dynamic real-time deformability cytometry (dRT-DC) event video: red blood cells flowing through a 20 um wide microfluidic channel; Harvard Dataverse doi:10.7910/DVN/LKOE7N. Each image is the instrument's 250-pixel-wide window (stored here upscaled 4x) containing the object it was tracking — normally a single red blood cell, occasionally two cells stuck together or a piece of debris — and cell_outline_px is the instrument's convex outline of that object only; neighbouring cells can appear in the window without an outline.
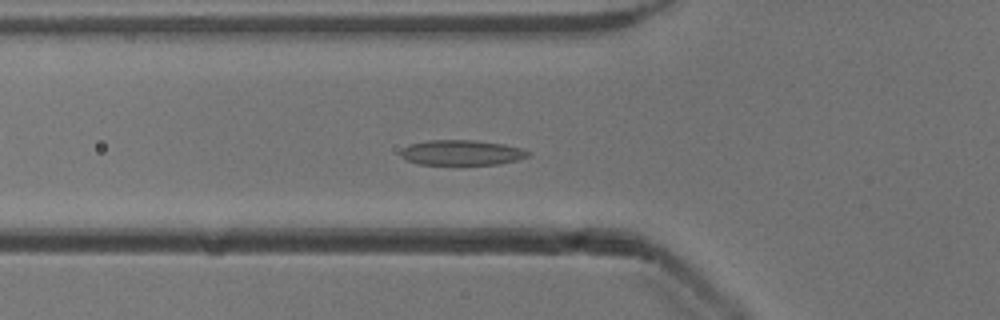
{"species": "common noctule bat (a hibernating species)", "species_latin": "Nyctalus noctula", "temperature_condition": "cold", "stored_images_in_passage": 42, "camera_frame_rate_fps": 3000, "um_per_image_px": 0.085, "animal": {"sex": "male", "body_mass_g": 13.3}, "frame": {"image": 1, "passage_image": 8, "time_ms": 2.333, "image_size_px": [1000, 320], "cell_outline_px": [[532, 152], [528, 156], [516, 160], [500, 164], [420, 164], [404, 160], [400, 156], [400, 152], [404, 148], [412, 144], [428, 140], [476, 140], [504, 144], [520, 148]], "centroid_in_image_um": [39.24, 12.97], "position_along_channel_um": 86.6, "area_um2": 18.61}}
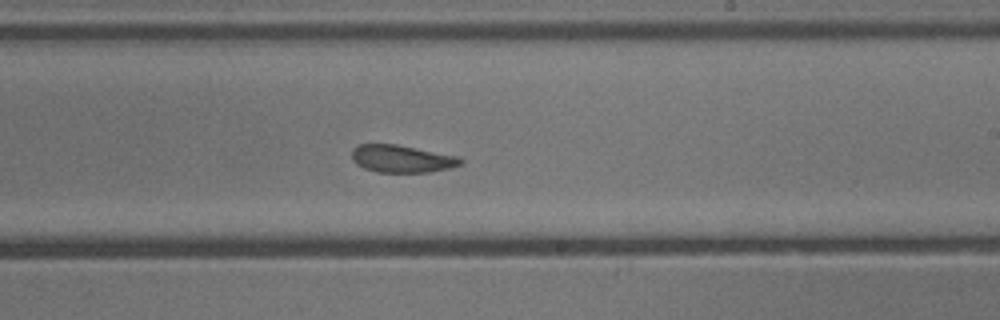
{"frame": {"image": 2, "passage_image": 21, "time_ms": 6.667, "image_size_px": [1000, 320], "cell_outline_px": [[464, 160], [460, 164], [448, 168], [428, 172], [376, 172], [364, 168], [356, 164], [352, 160], [352, 148], [360, 144], [396, 144], [460, 156]], "centroid_in_image_um": [34.14, 13.49], "position_along_channel_um": 254.9, "area_um2": 17.46}}
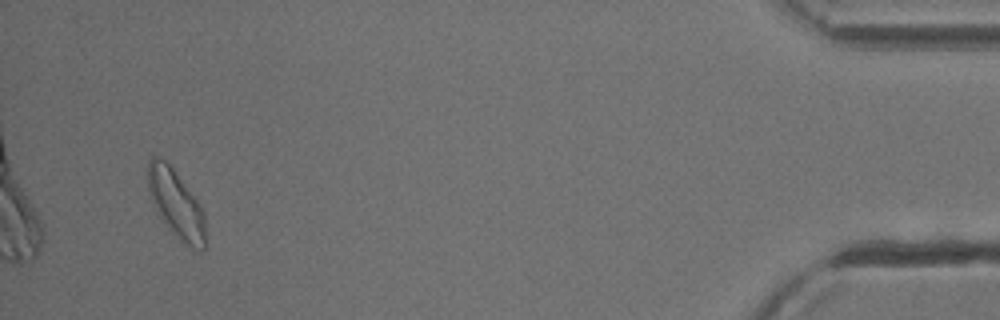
{"frame": {"image": 3, "passage_image": 40, "time_ms": 13.0, "image_size_px": [1000, 320], "cell_outline_px": [[204, 248], [200, 252], [192, 248], [180, 240], [172, 232], [160, 216], [148, 192], [148, 160], [152, 156], [160, 156], [172, 168], [196, 200], [204, 212]], "centroid_in_image_um": [14.94, 17.32], "position_along_channel_um": 420.3, "area_um2": 22.14}, "authors_computed_cell_mechanics": {"area_um2": 18.6694, "velocity_mm_per_s": 3.8684, "shape_relaxation_time_tau1_ms": 4.4761, "shape_relaxation_time_tau2_ms": 1.7461, "deformation_change_tau1": 0.1084, "deformation_change_tau2": 0.0819}}